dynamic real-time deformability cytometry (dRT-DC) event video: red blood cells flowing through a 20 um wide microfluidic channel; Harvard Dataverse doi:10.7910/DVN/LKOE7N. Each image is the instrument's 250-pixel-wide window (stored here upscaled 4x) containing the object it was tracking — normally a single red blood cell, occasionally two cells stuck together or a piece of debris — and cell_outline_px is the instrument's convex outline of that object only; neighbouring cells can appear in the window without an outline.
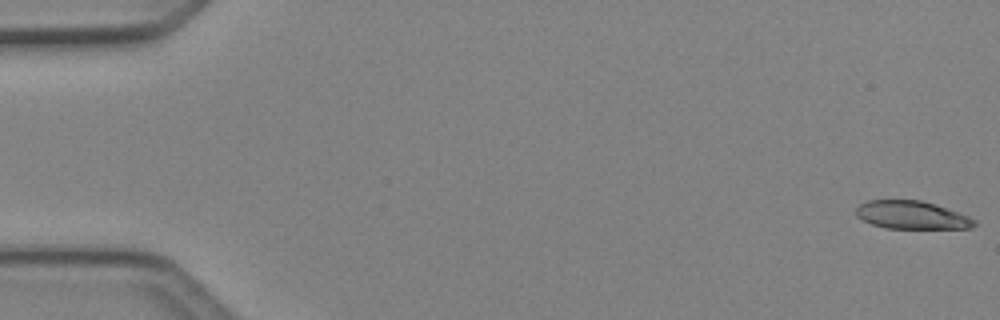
{"species": "Egyptian fruit bat (a non-hibernating species)", "species_latin": "Rousettus aegyptiacus", "temperature_condition": "cold", "stored_images_in_passage": 49, "camera_frame_rate_fps": 3000, "um_per_image_px": 0.085, "animal": {"sex": "female"}, "frame": {"image": 1, "passage_image": 1, "time_ms": 0.0, "image_size_px": [1000, 320], "cell_outline_px": [[976, 224], [972, 228], [884, 228], [872, 224], [856, 216], [856, 208], [860, 204], [868, 200], [920, 200], [936, 204], [968, 216], [976, 220]], "centroid_in_image_um": [77.49, 18.27], "position_along_channel_um": 7.5, "area_um2": 19.25}}
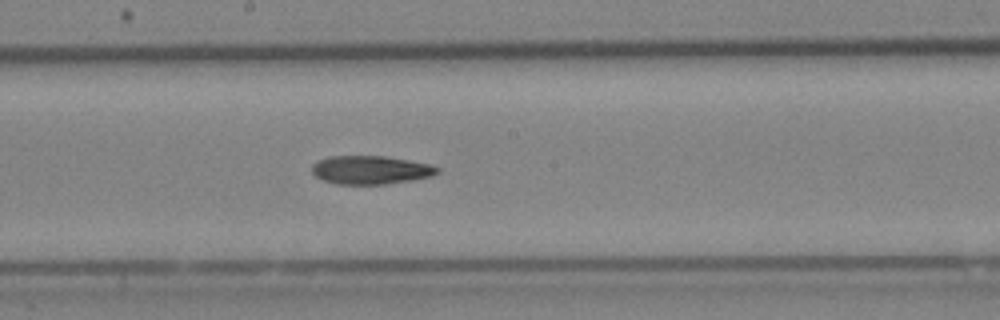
{"frame": {"image": 2, "passage_image": 27, "time_ms": 8.667, "image_size_px": [1000, 320], "cell_outline_px": [[440, 172], [432, 176], [412, 180], [388, 184], [336, 184], [324, 180], [316, 176], [312, 172], [312, 164], [328, 156], [384, 156], [408, 160], [428, 164], [440, 168]], "centroid_in_image_um": [31.51, 14.45], "position_along_channel_um": 216.7, "area_um2": 20.75}}
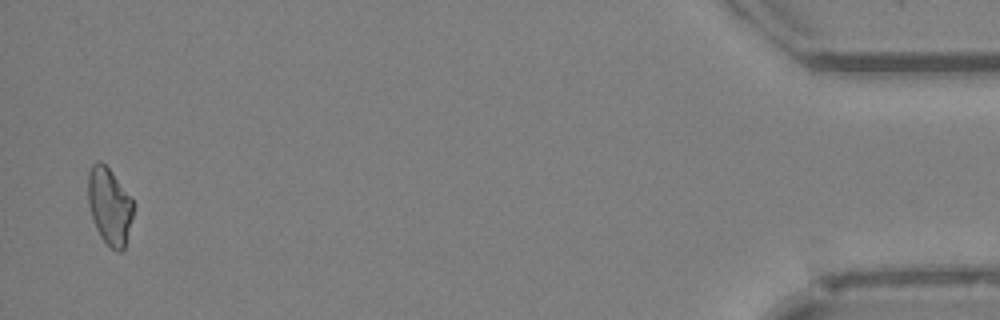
{"frame": {"image": 3, "passage_image": 48, "time_ms": 15.667, "image_size_px": [1000, 320], "cell_outline_px": [[132, 216], [124, 248], [120, 252], [116, 252], [100, 236], [96, 228], [88, 204], [88, 172], [92, 164], [96, 160], [100, 160], [112, 172], [132, 200]], "centroid_in_image_um": [9.27, 17.49], "position_along_channel_um": 425.9, "area_um2": 19.88}, "authors_computed_cell_mechanics": {"area_um2": 21.097, "velocity_mm_per_s": 4.2031, "shape_relaxation_time_tau1_ms": 8.3131, "shape_relaxation_time_tau2_ms": 10.0782, "deformation_change_tau1": 0.191, "deformation_change_tau2": 0.2002}}